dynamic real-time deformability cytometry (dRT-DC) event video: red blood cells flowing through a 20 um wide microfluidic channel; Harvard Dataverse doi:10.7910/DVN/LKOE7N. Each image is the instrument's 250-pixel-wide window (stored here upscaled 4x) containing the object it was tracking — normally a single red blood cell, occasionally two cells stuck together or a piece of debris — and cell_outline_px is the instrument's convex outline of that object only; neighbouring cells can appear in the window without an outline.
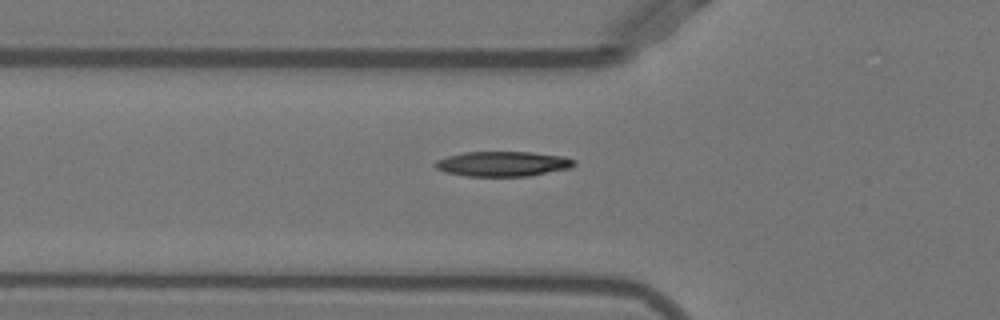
{"species": "Egyptian fruit bat (a non-hibernating species)", "species_latin": "Rousettus aegyptiacus", "temperature_condition": "warm", "stored_images_in_passage": 35, "camera_frame_rate_fps": 3000, "um_per_image_px": 0.085, "animal": {"sex": "female"}, "frame": {"image": 1, "passage_image": 5, "time_ms": 1.333, "image_size_px": [1000, 320], "cell_outline_px": [[576, 164], [572, 168], [528, 176], [464, 176], [444, 172], [436, 168], [432, 164], [436, 160], [448, 156], [464, 152], [532, 152], [564, 156], [576, 160]], "centroid_in_image_um": [42.74, 13.93], "position_along_channel_um": 83.1, "area_um2": 20.46}}
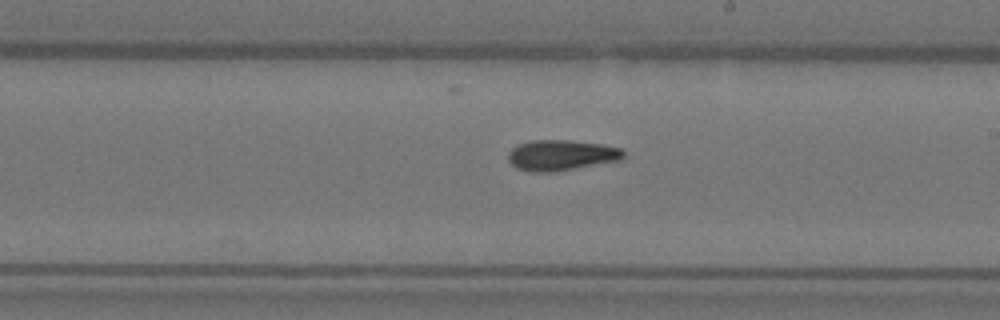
{"frame": {"image": 2, "passage_image": 17, "time_ms": 5.333, "image_size_px": [1000, 320], "cell_outline_px": [[624, 156], [620, 160], [556, 172], [528, 172], [516, 168], [508, 160], [508, 152], [516, 144], [532, 140], [568, 140], [600, 144], [620, 148], [624, 152]], "centroid_in_image_um": [47.66, 13.2], "position_along_channel_um": 241.3, "area_um2": 20.69}}
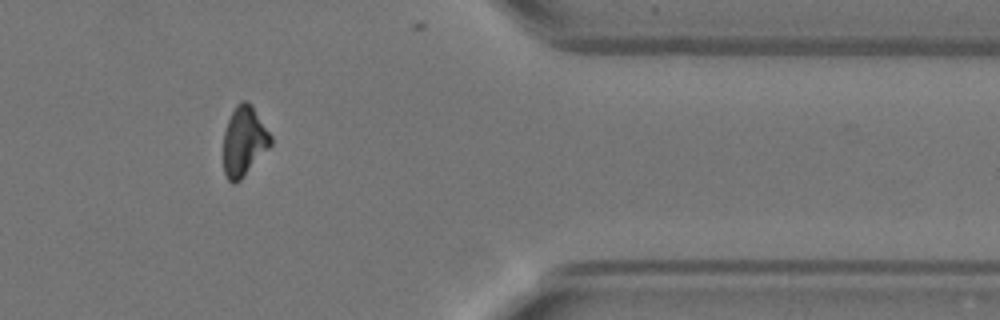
{"frame": {"image": 3, "passage_image": 30, "time_ms": 9.667, "image_size_px": [1000, 320], "cell_outline_px": [[272, 144], [240, 180], [236, 184], [232, 184], [224, 176], [224, 132], [228, 120], [236, 104], [240, 100], [248, 100], [252, 104], [272, 136]], "centroid_in_image_um": [20.74, 11.98], "position_along_channel_um": 390.7, "area_um2": 19.31}, "authors_computed_cell_mechanics": {"area_um2": 19.9988, "velocity_mm_per_s": 3.9347, "shape_relaxation_time_tau1_ms": 6.2891, "shape_relaxation_time_tau2_ms": 5.2873, "deformation_change_tau1": 0.2, "deformation_change_tau2": 0.1251}}